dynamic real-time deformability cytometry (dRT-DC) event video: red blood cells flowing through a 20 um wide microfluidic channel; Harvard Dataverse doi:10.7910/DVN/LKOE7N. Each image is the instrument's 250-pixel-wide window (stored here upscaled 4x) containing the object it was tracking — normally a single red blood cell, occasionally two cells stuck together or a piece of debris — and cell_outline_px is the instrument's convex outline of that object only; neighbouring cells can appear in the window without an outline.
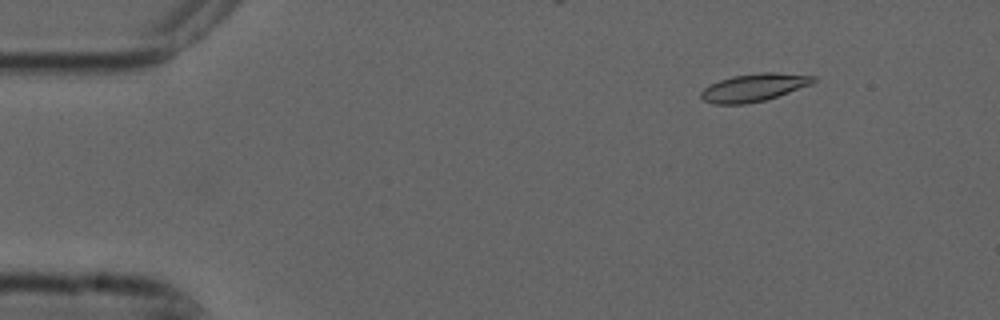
{"species": "common noctule bat (a hibernating species)", "species_latin": "Nyctalus noctula", "temperature_condition": "cold", "stored_images_in_passage": 6, "camera_frame_rate_fps": 3000, "um_per_image_px": 0.085, "animal": {"sex": "male", "forearm_length_mm": 52.5}, "frame": {"image": 1, "passage_image": 2, "time_ms": 0.333, "image_size_px": [1000, 320], "cell_outline_px": [[816, 80], [812, 84], [764, 100], [744, 104], [712, 104], [704, 100], [700, 96], [700, 92], [704, 88], [720, 80], [732, 76], [760, 72], [776, 72], [816, 76]], "centroid_in_image_um": [64.08, 7.43], "position_along_channel_um": 20.9, "area_um2": 18.03}}
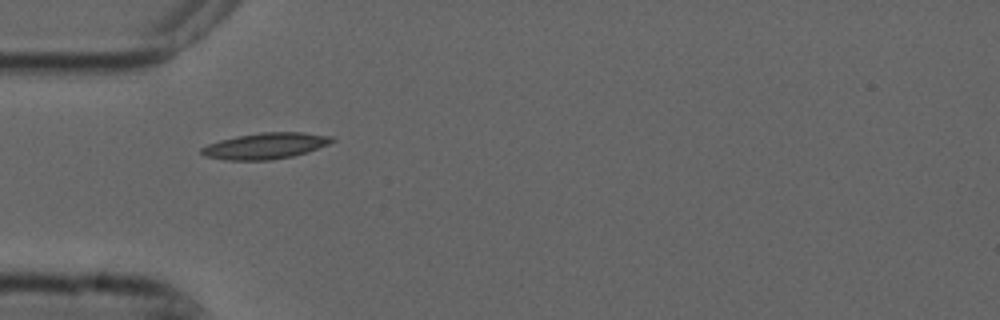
{"frame": {"image": 2, "passage_image": 5, "time_ms": 1.333, "image_size_px": [1000, 320], "cell_outline_px": [[336, 140], [328, 144], [308, 152], [292, 156], [272, 160], [224, 160], [204, 156], [200, 152], [200, 148], [208, 144], [220, 140], [236, 136], [260, 132], [300, 132], [332, 136]], "centroid_in_image_um": [22.54, 12.4], "position_along_channel_um": 62.5, "area_um2": 19.94}}
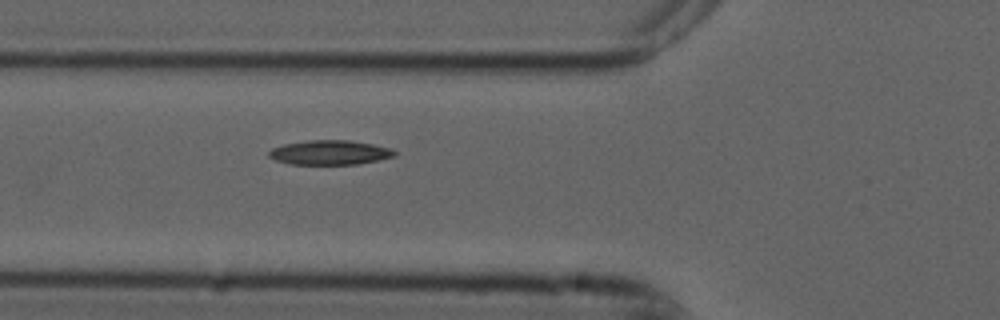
{"frame": {"image": 3, "passage_image": 6, "time_ms": 1.667, "image_size_px": [1000, 320], "cell_outline_px": [[396, 156], [380, 160], [356, 164], [292, 164], [276, 160], [268, 156], [268, 152], [272, 148], [284, 144], [308, 140], [348, 140], [372, 144], [392, 148], [396, 152]], "centroid_in_image_um": [28.06, 12.96], "position_along_channel_um": 97.7, "area_um2": 17.92}}